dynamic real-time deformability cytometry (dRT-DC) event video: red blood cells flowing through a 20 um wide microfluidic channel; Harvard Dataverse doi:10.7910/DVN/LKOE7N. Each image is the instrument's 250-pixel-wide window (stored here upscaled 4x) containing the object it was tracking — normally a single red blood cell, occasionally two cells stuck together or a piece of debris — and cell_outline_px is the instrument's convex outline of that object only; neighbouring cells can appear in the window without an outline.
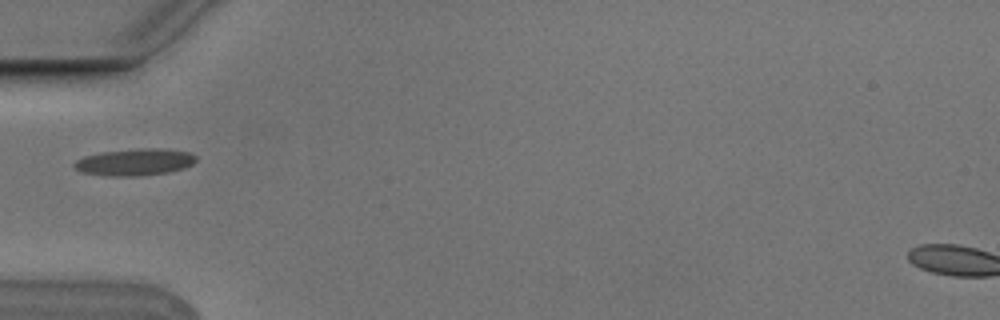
{"species": "Egyptian fruit bat (a non-hibernating species)", "species_latin": "Rousettus aegyptiacus", "temperature_condition": "cold", "stored_images_in_passage": 1, "camera_frame_rate_fps": 3000, "um_per_image_px": 0.085, "animal": {"sex": "male"}, "frame": {"image": 1, "passage_image": 1, "time_ms": 0.0, "image_size_px": [1000, 320], "cell_outline_px": [[196, 160], [192, 164], [184, 168], [168, 172], [140, 176], [108, 176], [80, 172], [72, 164], [76, 160], [84, 156], [100, 152], [140, 148], [164, 148], [188, 152], [196, 156]], "centroid_in_image_um": [11.44, 13.77], "position_along_channel_um": 73.6, "area_um2": 19.19}}